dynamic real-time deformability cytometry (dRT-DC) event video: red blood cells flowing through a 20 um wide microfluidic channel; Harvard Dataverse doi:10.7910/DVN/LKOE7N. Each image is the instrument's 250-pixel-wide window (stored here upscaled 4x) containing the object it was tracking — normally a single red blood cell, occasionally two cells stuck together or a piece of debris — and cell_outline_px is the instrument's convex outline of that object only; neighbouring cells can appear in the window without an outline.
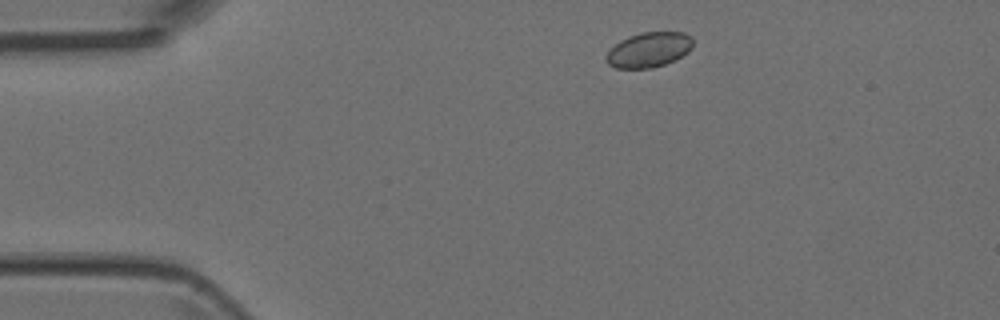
{"species": "Egyptian fruit bat (a non-hibernating species)", "species_latin": "Rousettus aegyptiacus", "temperature_condition": "room temperature", "stored_images_in_passage": 5, "camera_frame_rate_fps": 3000, "um_per_image_px": 0.085, "animal": {"sex": "female"}, "frame": {"image": 1, "passage_image": 1, "time_ms": 0.0, "image_size_px": [1000, 320], "cell_outline_px": [[692, 48], [688, 52], [664, 64], [652, 68], [616, 68], [608, 64], [604, 60], [604, 56], [620, 40], [628, 36], [640, 32], [684, 32], [692, 36]], "centroid_in_image_um": [55.13, 4.22], "position_along_channel_um": 29.9, "area_um2": 17.69}}
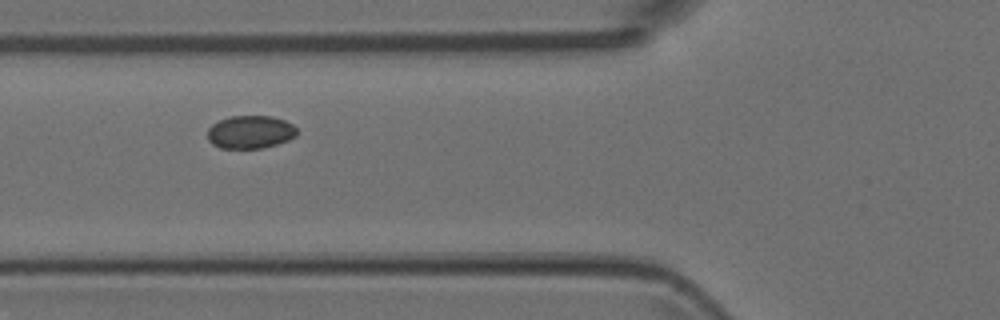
{"frame": {"image": 2, "passage_image": 4, "time_ms": 1.0, "image_size_px": [1000, 320], "cell_outline_px": [[296, 136], [288, 140], [276, 144], [260, 148], [220, 148], [212, 144], [208, 140], [208, 128], [212, 124], [220, 120], [232, 116], [272, 116], [284, 120], [292, 124], [296, 128]], "centroid_in_image_um": [21.26, 11.22], "position_along_channel_um": 104.5, "area_um2": 17.11}}
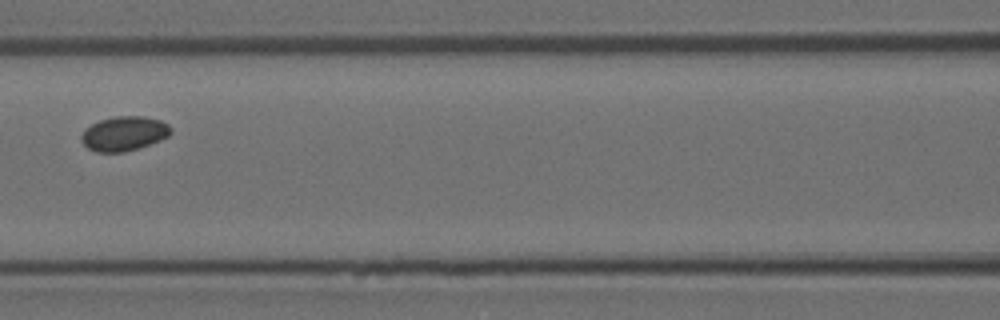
{"frame": {"image": 3, "passage_image": 5, "time_ms": 1.333, "image_size_px": [1000, 320], "cell_outline_px": [[172, 132], [168, 136], [160, 140], [124, 152], [96, 152], [88, 148], [80, 140], [80, 136], [84, 128], [100, 120], [116, 116], [144, 116], [160, 120], [168, 124], [172, 128]], "centroid_in_image_um": [10.52, 11.34], "position_along_channel_um": 156.1, "area_um2": 17.98}}